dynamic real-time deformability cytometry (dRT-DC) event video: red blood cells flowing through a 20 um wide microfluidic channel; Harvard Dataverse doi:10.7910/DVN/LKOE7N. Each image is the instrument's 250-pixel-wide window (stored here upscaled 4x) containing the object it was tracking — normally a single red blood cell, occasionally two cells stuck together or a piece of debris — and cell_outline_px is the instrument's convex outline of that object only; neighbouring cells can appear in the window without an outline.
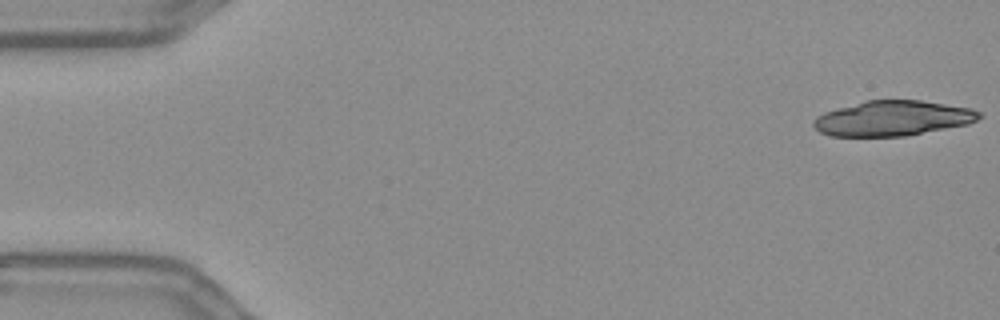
{"species": "Egyptian fruit bat (a non-hibernating species)", "species_latin": "Rousettus aegyptiacus", "temperature_condition": "warm", "stored_images_in_passage": 39, "camera_frame_rate_fps": 3000, "um_per_image_px": 0.085, "frame": {"image": 1, "passage_image": 1, "time_ms": 0.0, "image_size_px": [1000, 320], "cell_outline_px": [[984, 116], [968, 124], [904, 136], [832, 136], [820, 132], [812, 124], [812, 120], [816, 116], [824, 112], [864, 100], [920, 100], [972, 108], [980, 112]], "centroid_in_image_um": [75.87, 10.05], "position_along_channel_um": 9.1, "area_um2": 33.93}}
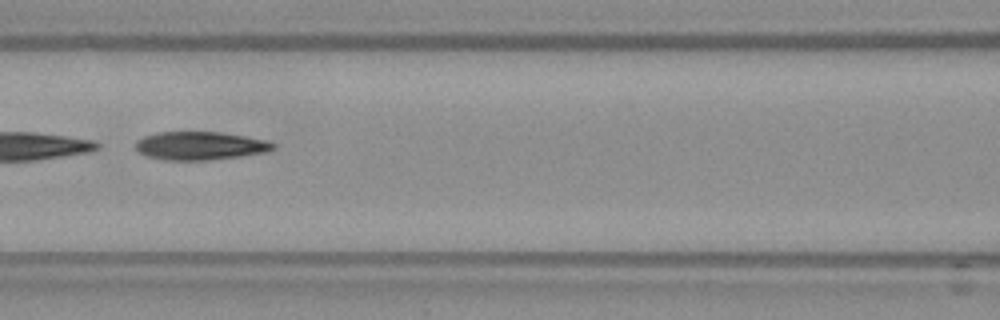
{"frame": {"image": 2, "passage_image": 24, "time_ms": 7.667, "image_size_px": [1000, 320], "cell_outline_px": [[276, 148], [264, 152], [240, 156], [208, 160], [164, 160], [148, 156], [140, 152], [136, 148], [136, 140], [144, 136], [156, 132], [220, 132], [268, 140], [276, 144]], "centroid_in_image_um": [17.02, 12.38], "position_along_channel_um": 149.6, "area_um2": 22.6}}